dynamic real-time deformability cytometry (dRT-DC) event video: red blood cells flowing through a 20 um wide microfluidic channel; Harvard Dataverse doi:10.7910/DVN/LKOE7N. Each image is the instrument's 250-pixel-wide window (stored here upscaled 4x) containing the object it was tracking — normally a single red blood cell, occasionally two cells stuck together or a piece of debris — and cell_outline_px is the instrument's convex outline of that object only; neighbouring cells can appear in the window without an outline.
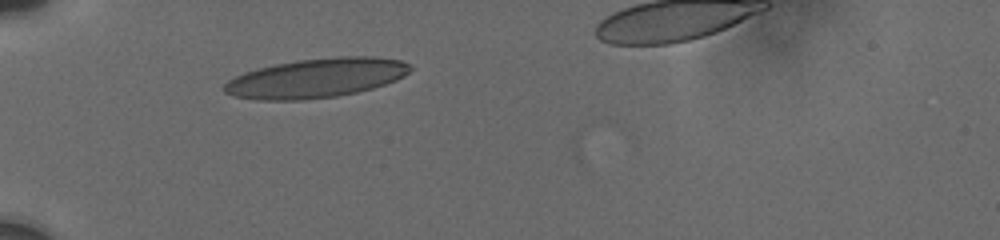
{"species": "human", "species_latin": "Homo sapiens", "temperature_condition": "cold", "stored_images_in_passage": 15, "camera_frame_rate_fps": 3000, "um_per_image_px": 0.085, "donor": {"sex": "male"}, "frame": {"image": 1, "passage_image": 1, "time_ms": 0.0, "image_size_px": [1000, 240], "cell_outline_px": [[412, 68], [404, 76], [396, 80], [372, 88], [356, 92], [336, 96], [300, 100], [256, 100], [236, 96], [224, 92], [224, 84], [228, 80], [244, 72], [276, 64], [300, 60], [336, 56], [376, 56], [400, 60], [408, 64]], "centroid_in_image_um": [26.89, 6.63], "position_along_channel_um": 58.1, "area_um2": 42.37}}
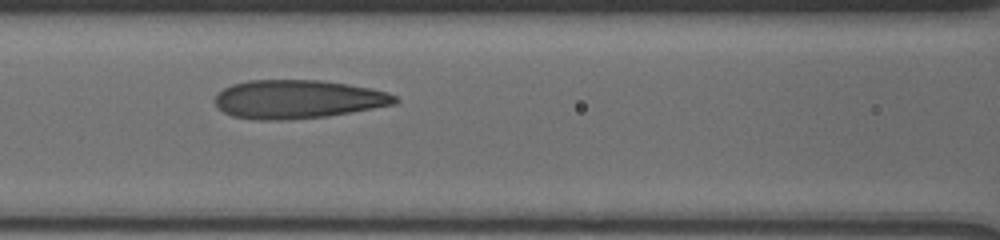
{"frame": {"image": 2, "passage_image": 9, "time_ms": 2.667, "image_size_px": [1000, 240], "cell_outline_px": [[400, 100], [396, 104], [328, 116], [288, 120], [260, 120], [232, 116], [224, 112], [216, 104], [216, 92], [232, 84], [248, 80], [320, 80], [348, 84], [388, 92], [396, 96]], "centroid_in_image_um": [25.32, 8.43], "position_along_channel_um": 141.3, "area_um2": 40.52}}
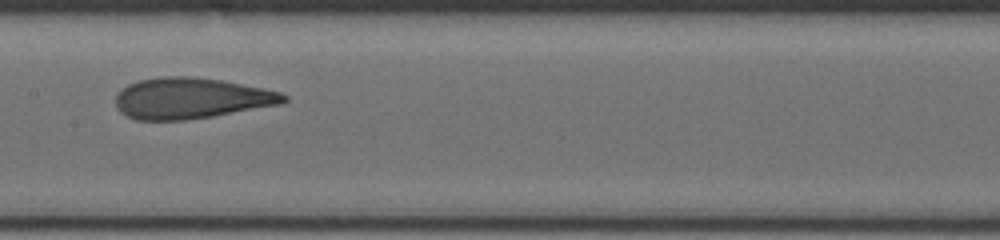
{"frame": {"image": 3, "passage_image": 13, "time_ms": 4.0, "image_size_px": [1000, 240], "cell_outline_px": [[288, 100], [280, 104], [212, 116], [184, 120], [136, 120], [120, 112], [116, 108], [116, 92], [128, 84], [140, 80], [160, 76], [192, 76], [220, 80], [264, 88], [280, 92], [288, 96]], "centroid_in_image_um": [16.21, 8.34], "position_along_channel_um": 191.2, "area_um2": 40.11}}